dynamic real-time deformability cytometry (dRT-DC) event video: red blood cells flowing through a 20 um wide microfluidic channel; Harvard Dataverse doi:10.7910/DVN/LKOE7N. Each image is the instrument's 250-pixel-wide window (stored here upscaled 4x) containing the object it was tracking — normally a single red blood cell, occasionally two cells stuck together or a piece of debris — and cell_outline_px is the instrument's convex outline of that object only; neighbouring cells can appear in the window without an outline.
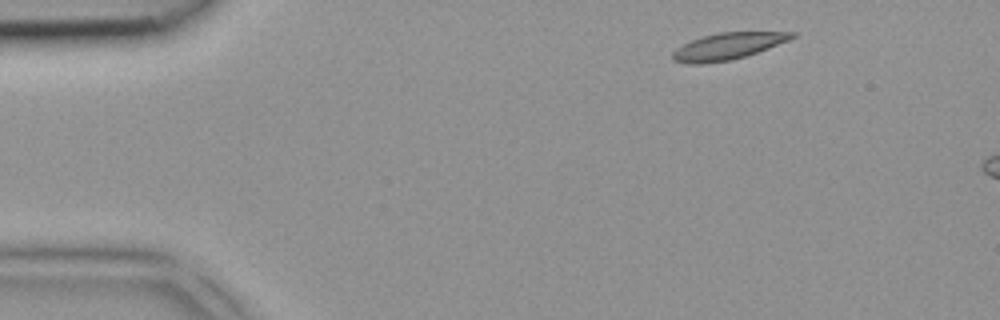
{"species": "common noctule bat (a hibernating species)", "species_latin": "Nyctalus noctula", "temperature_condition": "room temperature", "stored_images_in_passage": 4, "camera_frame_rate_fps": 3000, "um_per_image_px": 0.085, "animal": {"sex": "female", "body_mass_g": 18.4}, "frame": {"image": 1, "passage_image": 1, "time_ms": 0.0, "image_size_px": [1000, 320], "cell_outline_px": [[800, 32], [796, 36], [788, 40], [768, 48], [732, 60], [700, 64], [688, 64], [672, 60], [672, 52], [676, 48], [692, 40], [704, 36], [720, 32]], "centroid_in_image_um": [61.84, 3.93], "position_along_channel_um": 23.2, "area_um2": 18.38}}